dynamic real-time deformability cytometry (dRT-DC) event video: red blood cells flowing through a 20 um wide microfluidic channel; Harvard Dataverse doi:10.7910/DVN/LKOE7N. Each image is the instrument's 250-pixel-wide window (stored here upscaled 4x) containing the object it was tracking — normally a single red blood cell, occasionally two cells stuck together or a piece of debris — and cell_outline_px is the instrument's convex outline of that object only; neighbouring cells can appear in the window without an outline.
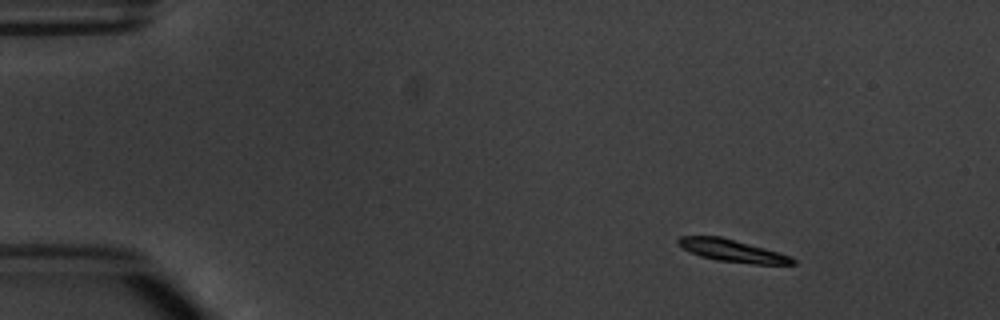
{"species": "common noctule bat (a hibernating species)", "species_latin": "Nyctalus noctula", "temperature_condition": "warm", "stored_images_in_passage": 5, "camera_frame_rate_fps": 3000, "um_per_image_px": 0.085, "animal": {"sex": "male", "body_mass_g": 20.1, "forearm_length_mm": 53.5}, "frame": {"image": 1, "passage_image": 2, "time_ms": 1.0, "image_size_px": [1000, 320], "cell_outline_px": [[796, 264], [752, 264], [716, 260], [700, 256], [684, 248], [676, 240], [680, 236], [720, 236], [780, 252], [792, 256], [796, 260]], "centroid_in_image_um": [62.31, 21.31], "position_along_channel_um": 22.7, "area_um2": 14.8}}